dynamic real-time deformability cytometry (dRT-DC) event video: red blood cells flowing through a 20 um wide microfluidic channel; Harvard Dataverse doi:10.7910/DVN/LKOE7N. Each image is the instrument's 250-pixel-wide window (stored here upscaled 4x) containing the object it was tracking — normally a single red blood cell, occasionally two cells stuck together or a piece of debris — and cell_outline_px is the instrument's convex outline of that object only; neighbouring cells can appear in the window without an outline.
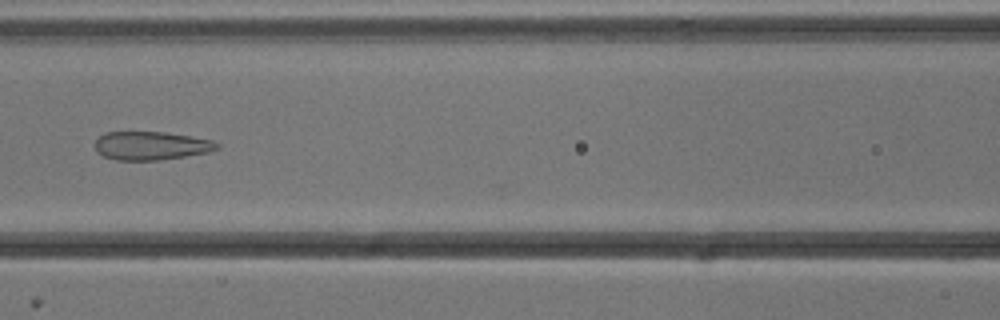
{"species": "common noctule bat (a hibernating species)", "species_latin": "Nyctalus noctula", "temperature_condition": "cold", "stored_images_in_passage": 52, "camera_frame_rate_fps": 3000, "um_per_image_px": 0.085, "animal": {"sex": "male", "body_mass_g": 13.3}, "frame": {"image": 1, "passage_image": 22, "time_ms": 7.0, "image_size_px": [1000, 320], "cell_outline_px": [[220, 148], [212, 152], [156, 160], [116, 160], [104, 156], [96, 152], [96, 140], [104, 132], [164, 132], [212, 140], [220, 144]], "centroid_in_image_um": [12.86, 12.38], "position_along_channel_um": 153.7, "area_um2": 20.17}}
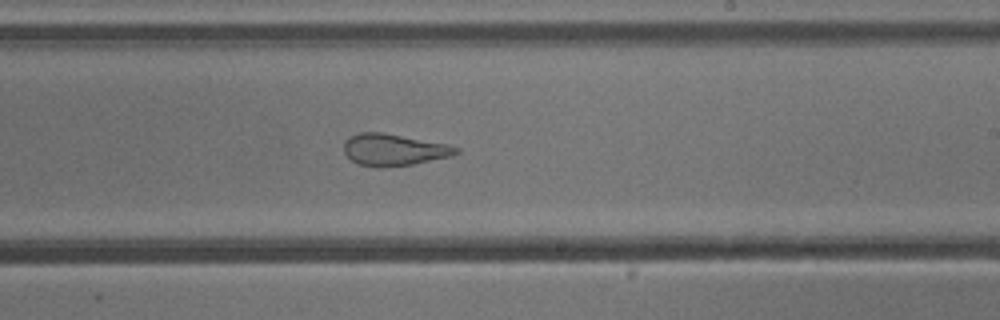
{"frame": {"image": 2, "passage_image": 30, "time_ms": 9.667, "image_size_px": [1000, 320], "cell_outline_px": [[460, 152], [452, 156], [412, 164], [380, 168], [360, 164], [352, 160], [344, 152], [344, 140], [348, 136], [360, 132], [384, 132], [448, 144], [460, 148]], "centroid_in_image_um": [33.48, 12.71], "position_along_channel_um": 255.5, "area_um2": 20.92}}
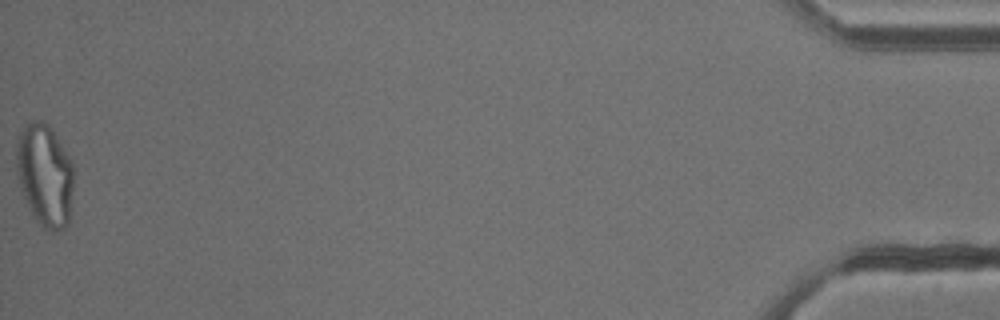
{"frame": {"image": 3, "passage_image": 52, "time_ms": 17.0, "image_size_px": [1000, 320], "cell_outline_px": [[72, 188], [68, 224], [64, 228], [56, 232], [44, 228], [36, 220], [20, 188], [16, 168], [16, 144], [20, 132], [24, 124], [32, 120], [44, 120], [52, 128], [72, 160]], "centroid_in_image_um": [3.8, 14.83], "position_along_channel_um": 431.4, "area_um2": 34.28}, "authors_computed_cell_mechanics": {"area_um2": 28.2064, "velocity_mm_per_s": 3.8271, "shape_relaxation_time_tau1_ms": null, "shape_relaxation_time_tau2_ms": 1.5373, "deformation_change_tau1": null, "deformation_change_tau2": 0.0912}}